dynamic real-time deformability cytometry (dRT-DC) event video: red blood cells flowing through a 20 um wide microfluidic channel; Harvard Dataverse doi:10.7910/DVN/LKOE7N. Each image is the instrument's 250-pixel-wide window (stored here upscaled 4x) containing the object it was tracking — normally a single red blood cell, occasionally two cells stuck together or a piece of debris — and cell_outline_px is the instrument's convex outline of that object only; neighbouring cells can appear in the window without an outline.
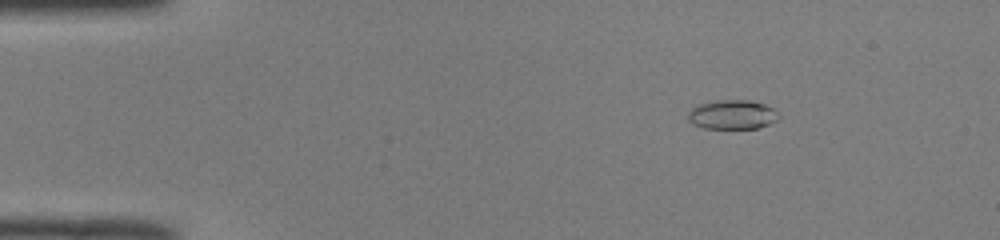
{"species": "common noctule bat (a hibernating species)", "species_latin": "Nyctalus noctula", "temperature_condition": "room temperature", "stored_images_in_passage": 44, "camera_frame_rate_fps": 3000, "um_per_image_px": 0.085, "animal": {"sex": "male", "body_mass_g": 19.0, "forearm_length_mm": 50.8}, "frame": {"image": 1, "passage_image": 1, "time_ms": 0.0, "image_size_px": [1000, 240], "cell_outline_px": [[780, 116], [776, 120], [768, 124], [756, 128], [704, 128], [692, 124], [688, 120], [688, 112], [692, 108], [700, 104], [720, 100], [748, 100], [764, 104], [772, 108]], "centroid_in_image_um": [62.22, 9.74], "position_along_channel_um": 22.8, "area_um2": 15.26}}
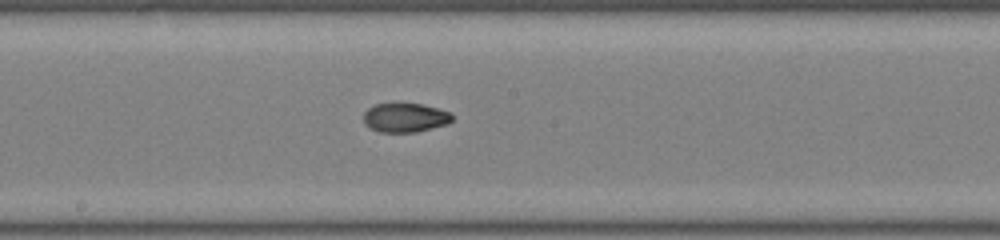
{"frame": {"image": 2, "passage_image": 21, "time_ms": 6.667, "image_size_px": [1000, 240], "cell_outline_px": [[452, 120], [448, 124], [416, 132], [380, 132], [368, 128], [364, 124], [364, 112], [368, 108], [376, 104], [420, 104], [452, 112]], "centroid_in_image_um": [34.43, 10.01], "position_along_channel_um": 213.8, "area_um2": 15.03}}
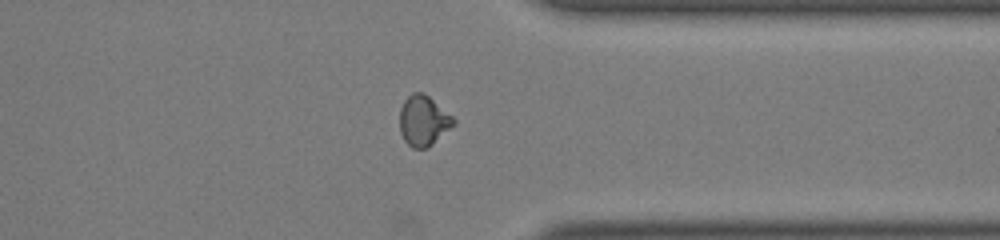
{"frame": {"image": 3, "passage_image": 33, "time_ms": 10.667, "image_size_px": [1000, 240], "cell_outline_px": [[456, 124], [432, 144], [424, 148], [412, 148], [404, 140], [400, 132], [400, 108], [404, 100], [412, 92], [424, 92], [452, 116], [456, 120]], "centroid_in_image_um": [35.99, 10.25], "position_along_channel_um": 375.4, "area_um2": 15.78}, "authors_computed_cell_mechanics": {"area_um2": 15.2303, "velocity_mm_per_s": 4.1155, "shape_relaxation_time_tau1_ms": 11.2514, "shape_relaxation_time_tau2_ms": 1.9724, "deformation_change_tau1": 0.3148, "deformation_change_tau2": 0.0625}}